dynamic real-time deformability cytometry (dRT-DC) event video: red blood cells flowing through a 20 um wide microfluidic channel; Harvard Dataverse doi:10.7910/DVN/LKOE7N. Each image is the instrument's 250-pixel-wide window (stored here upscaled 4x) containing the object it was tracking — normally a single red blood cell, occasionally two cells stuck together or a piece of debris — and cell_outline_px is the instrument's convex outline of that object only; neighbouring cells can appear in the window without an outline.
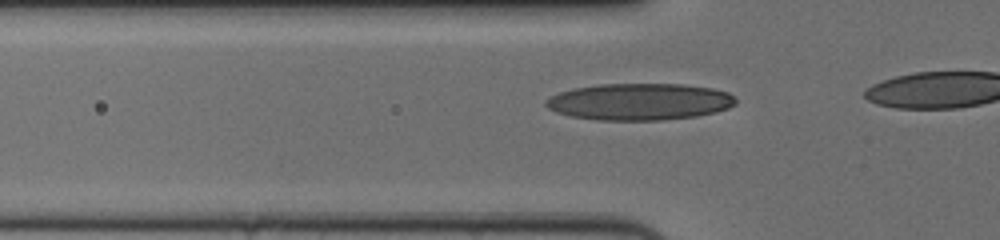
{"species": "human", "species_latin": "Homo sapiens", "temperature_condition": "cold", "stored_images_in_passage": 21, "camera_frame_rate_fps": 3000, "um_per_image_px": 0.085, "donor": {"sex": "female"}, "frame": {"image": 1, "passage_image": 15, "time_ms": 4.667, "image_size_px": [1000, 240], "cell_outline_px": [[736, 104], [728, 108], [716, 112], [696, 116], [664, 120], [596, 120], [572, 116], [556, 112], [548, 108], [544, 104], [544, 100], [560, 92], [572, 88], [600, 84], [684, 84], [712, 88], [728, 92], [736, 100]], "centroid_in_image_um": [54.35, 8.64], "position_along_channel_um": 71.4, "area_um2": 40.81}}
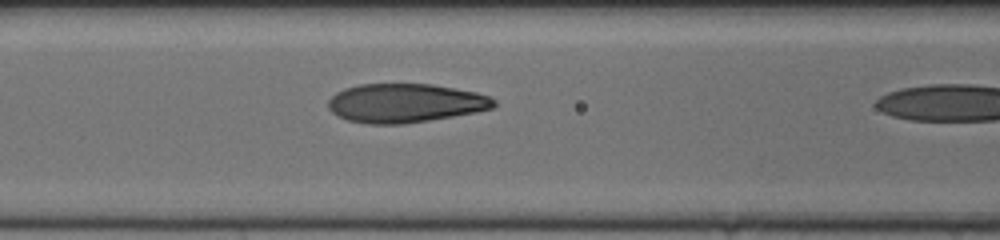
{"frame": {"image": 2, "passage_image": 20, "time_ms": 6.333, "image_size_px": [1000, 240], "cell_outline_px": [[496, 104], [492, 108], [476, 112], [404, 124], [368, 124], [348, 120], [332, 112], [328, 108], [328, 100], [336, 92], [344, 88], [360, 84], [432, 84], [476, 92], [488, 96], [496, 100]], "centroid_in_image_um": [34.43, 8.76], "position_along_channel_um": 132.2, "area_um2": 37.45}}